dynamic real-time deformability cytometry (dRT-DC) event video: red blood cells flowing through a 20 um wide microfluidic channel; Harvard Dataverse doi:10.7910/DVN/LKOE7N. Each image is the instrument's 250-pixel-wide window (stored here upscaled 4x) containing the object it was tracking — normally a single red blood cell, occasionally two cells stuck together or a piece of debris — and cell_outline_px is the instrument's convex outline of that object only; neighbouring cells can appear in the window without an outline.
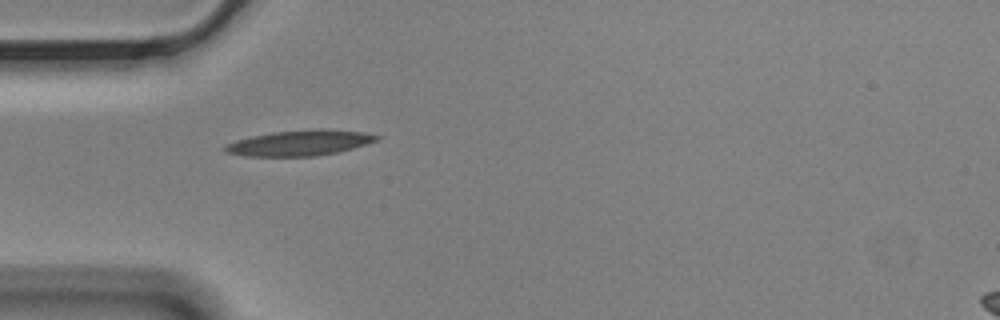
{"species": "Egyptian fruit bat (a non-hibernating species)", "species_latin": "Rousettus aegyptiacus", "temperature_condition": "cold", "stored_images_in_passage": 41, "camera_frame_rate_fps": 3000, "um_per_image_px": 0.085, "animal": {"sex": "male"}, "frame": {"image": 1, "passage_image": 1, "time_ms": 0.0, "image_size_px": [1000, 320], "cell_outline_px": [[380, 140], [368, 144], [336, 152], [316, 156], [244, 156], [224, 152], [224, 144], [236, 140], [252, 136], [272, 132], [316, 128], [320, 128], [364, 132], [380, 136]], "centroid_in_image_um": [25.48, 12.14], "position_along_channel_um": 59.5, "area_um2": 22.72}}
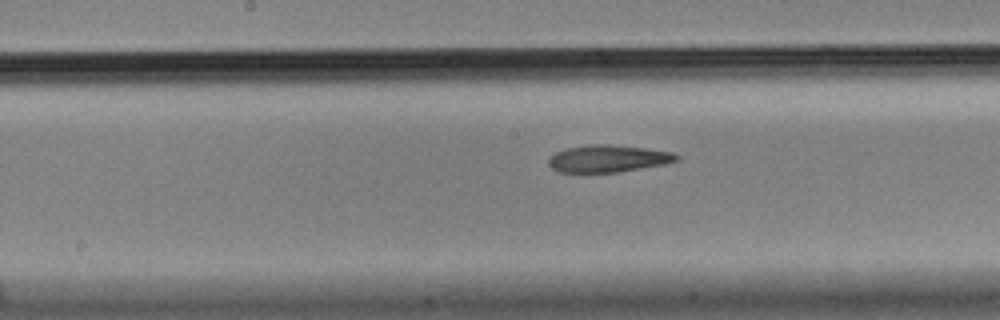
{"frame": {"image": 2, "passage_image": 13, "time_ms": 4.0, "image_size_px": [1000, 320], "cell_outline_px": [[680, 160], [664, 164], [616, 172], [556, 172], [548, 164], [548, 156], [564, 148], [592, 144], [608, 144], [644, 148], [672, 152], [680, 156]], "centroid_in_image_um": [51.65, 13.47], "position_along_channel_um": 196.6, "area_um2": 20.29}}
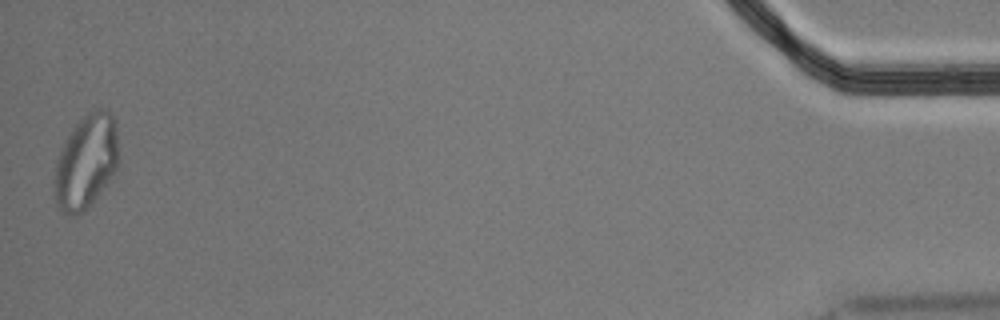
{"frame": {"image": 3, "passage_image": 41, "time_ms": 13.333, "image_size_px": [1000, 320], "cell_outline_px": [[116, 172], [92, 204], [84, 212], [76, 216], [68, 216], [60, 212], [56, 208], [56, 160], [68, 136], [76, 124], [88, 112], [96, 108], [108, 108], [112, 112], [116, 120]], "centroid_in_image_um": [7.33, 13.77], "position_along_channel_um": 427.9, "area_um2": 35.08}, "authors_computed_cell_mechanics": {"area_um2": 21.5016, "velocity_mm_per_s": 3.4709, "shape_relaxation_time_tau1_ms": null, "shape_relaxation_time_tau2_ms": 5.1458, "deformation_change_tau1": null, "deformation_change_tau2": 0.1441}}